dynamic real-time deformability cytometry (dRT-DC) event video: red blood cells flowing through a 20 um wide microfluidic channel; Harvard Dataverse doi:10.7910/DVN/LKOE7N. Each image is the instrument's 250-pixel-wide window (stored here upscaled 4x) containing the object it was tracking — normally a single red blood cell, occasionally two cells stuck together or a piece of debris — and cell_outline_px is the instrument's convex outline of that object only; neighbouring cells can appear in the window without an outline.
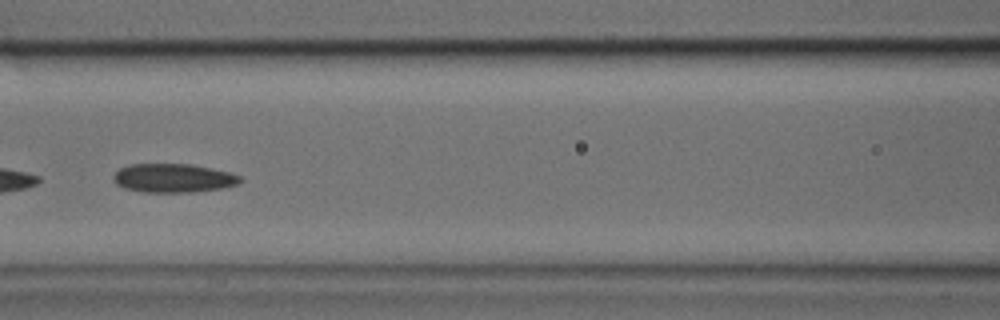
{"species": "common noctule bat (a hibernating species)", "species_latin": "Nyctalus noctula", "temperature_condition": "cold", "stored_images_in_passage": 38, "camera_frame_rate_fps": 3000, "um_per_image_px": 0.085, "animal": {"sex": "male", "body_mass_g": 17.9, "forearm_length_mm": 54.2}, "frame": {"image": 1, "passage_image": 15, "time_ms": 4.667, "image_size_px": [1000, 320], "cell_outline_px": [[244, 180], [240, 184], [220, 188], [192, 192], [144, 192], [124, 188], [116, 184], [112, 180], [112, 176], [120, 168], [128, 164], [192, 164], [212, 168], [244, 176]], "centroid_in_image_um": [14.75, 15.13], "position_along_channel_um": 151.8, "area_um2": 21.5}}
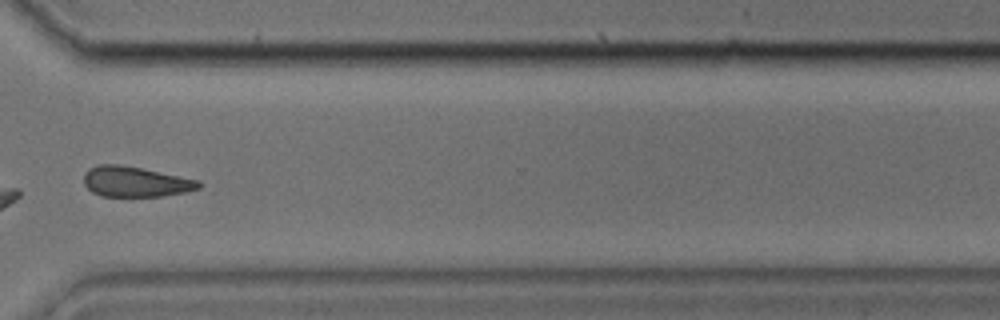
{"frame": {"image": 2, "passage_image": 27, "time_ms": 8.667, "image_size_px": [1000, 320], "cell_outline_px": [[200, 188], [184, 192], [164, 196], [100, 196], [92, 192], [84, 184], [84, 172], [88, 168], [96, 164], [120, 164], [200, 180]], "centroid_in_image_um": [11.47, 15.44], "position_along_channel_um": 359.1, "area_um2": 20.35}}